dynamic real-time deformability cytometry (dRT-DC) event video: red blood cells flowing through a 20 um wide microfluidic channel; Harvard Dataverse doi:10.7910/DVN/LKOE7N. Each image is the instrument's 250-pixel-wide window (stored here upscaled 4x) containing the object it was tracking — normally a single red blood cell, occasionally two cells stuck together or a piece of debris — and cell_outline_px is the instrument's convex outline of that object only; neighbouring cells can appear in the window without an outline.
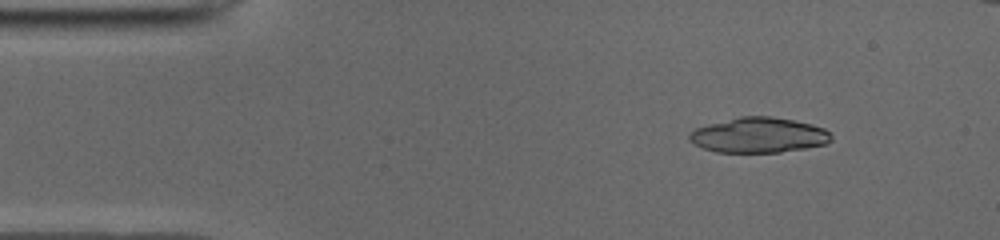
{"species": "common noctule bat (a hibernating species)", "species_latin": "Nyctalus noctula", "temperature_condition": "cold", "stored_images_in_passage": 47, "camera_frame_rate_fps": 3000, "um_per_image_px": 0.085, "animal": {"sex": "male", "body_mass_g": 19.0, "forearm_length_mm": 50.8}, "frame": {"image": 1, "passage_image": 5, "time_ms": 1.333, "image_size_px": [1000, 240], "cell_outline_px": [[832, 140], [824, 144], [804, 148], [780, 152], [716, 152], [704, 148], [688, 140], [688, 136], [696, 128], [708, 124], [740, 116], [772, 116], [812, 124], [824, 128], [832, 136]], "centroid_in_image_um": [64.49, 11.48], "position_along_channel_um": 20.5, "area_um2": 28.9}}